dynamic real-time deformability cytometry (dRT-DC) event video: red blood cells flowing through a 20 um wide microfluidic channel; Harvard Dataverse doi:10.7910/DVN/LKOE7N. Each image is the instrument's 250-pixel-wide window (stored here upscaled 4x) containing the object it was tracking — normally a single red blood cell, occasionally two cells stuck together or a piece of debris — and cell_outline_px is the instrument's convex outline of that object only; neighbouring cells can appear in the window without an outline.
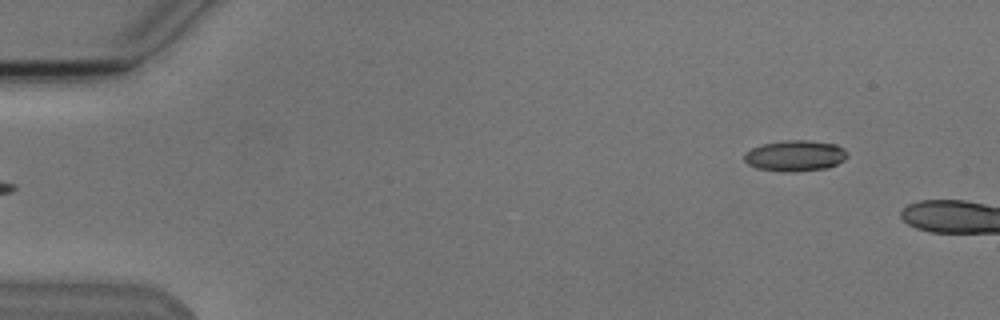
{"species": "Egyptian fruit bat (a non-hibernating species)", "species_latin": "Rousettus aegyptiacus", "temperature_condition": "cold", "stored_images_in_passage": 5, "segment_of_instrument_passage": [2, 2], "camera_frame_rate_fps": 3000, "um_per_image_px": 0.085, "animal": {"sex": "male"}, "frame": {"image": 1, "passage_image": 5, "time_ms": 5.667, "image_size_px": [1000, 320], "cell_outline_px": [[848, 156], [844, 160], [828, 168], [792, 172], [784, 172], [756, 168], [748, 164], [744, 160], [744, 152], [760, 144], [784, 140], [808, 140], [836, 144], [844, 148], [848, 152]], "centroid_in_image_um": [67.58, 13.23], "position_along_channel_um": 17.4, "area_um2": 18.84}}